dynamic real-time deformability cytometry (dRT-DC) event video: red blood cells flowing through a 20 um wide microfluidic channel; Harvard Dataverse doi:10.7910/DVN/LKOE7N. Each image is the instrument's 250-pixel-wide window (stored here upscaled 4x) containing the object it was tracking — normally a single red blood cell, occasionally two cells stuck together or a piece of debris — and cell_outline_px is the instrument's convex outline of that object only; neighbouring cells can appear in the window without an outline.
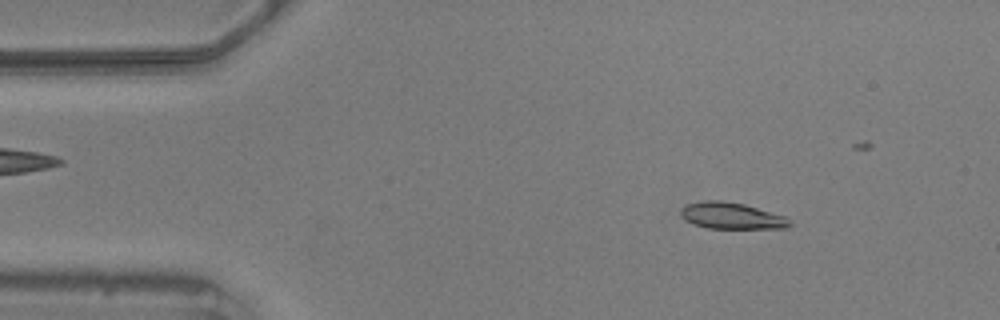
{"species": "common noctule bat (a hibernating species)", "species_latin": "Nyctalus noctula", "temperature_condition": "warm", "stored_images_in_passage": 43, "camera_frame_rate_fps": 3000, "um_per_image_px": 0.085, "animal": {"sex": "male", "body_mass_g": 20.5, "forearm_length_mm": 52.5}, "frame": {"image": 1, "passage_image": 7, "time_ms": 2.0, "image_size_px": [1000, 320], "cell_outline_px": [[792, 224], [788, 228], [708, 228], [684, 220], [680, 216], [680, 208], [688, 204], [708, 200], [720, 200], [744, 204], [784, 216]], "centroid_in_image_um": [62.15, 18.34], "position_along_channel_um": 22.8, "area_um2": 16.59}}
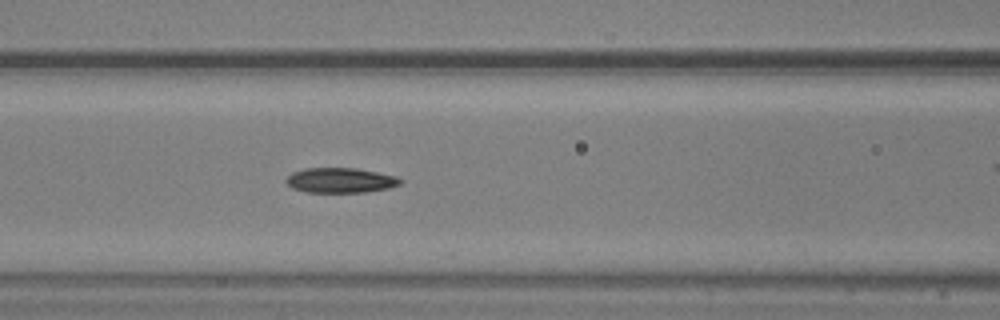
{"frame": {"image": 2, "passage_image": 22, "time_ms": 7.0, "image_size_px": [1000, 320], "cell_outline_px": [[404, 180], [400, 184], [388, 188], [364, 192], [308, 192], [292, 188], [284, 180], [292, 172], [304, 168], [356, 168], [396, 176]], "centroid_in_image_um": [28.93, 15.32], "position_along_channel_um": 137.7, "area_um2": 16.59}}
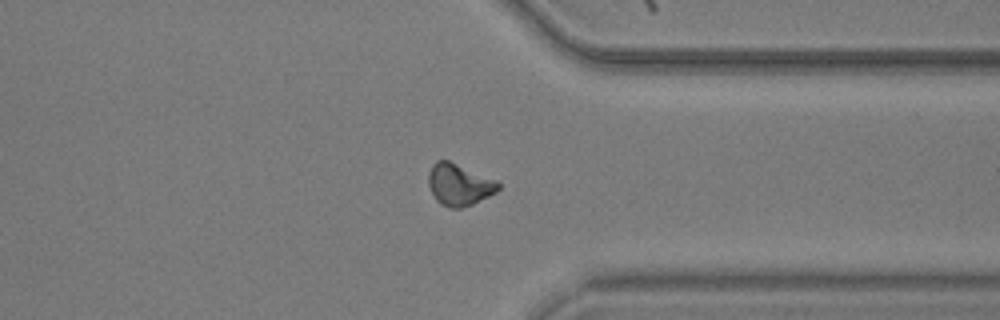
{"frame": {"image": 3, "passage_image": 42, "time_ms": 13.667, "image_size_px": [1000, 320], "cell_outline_px": [[500, 188], [496, 192], [472, 204], [460, 208], [452, 208], [440, 204], [436, 200], [428, 184], [428, 176], [432, 164], [436, 160], [448, 160], [496, 180], [500, 184]], "centroid_in_image_um": [39.01, 15.69], "position_along_channel_um": 372.4, "area_um2": 16.82}}